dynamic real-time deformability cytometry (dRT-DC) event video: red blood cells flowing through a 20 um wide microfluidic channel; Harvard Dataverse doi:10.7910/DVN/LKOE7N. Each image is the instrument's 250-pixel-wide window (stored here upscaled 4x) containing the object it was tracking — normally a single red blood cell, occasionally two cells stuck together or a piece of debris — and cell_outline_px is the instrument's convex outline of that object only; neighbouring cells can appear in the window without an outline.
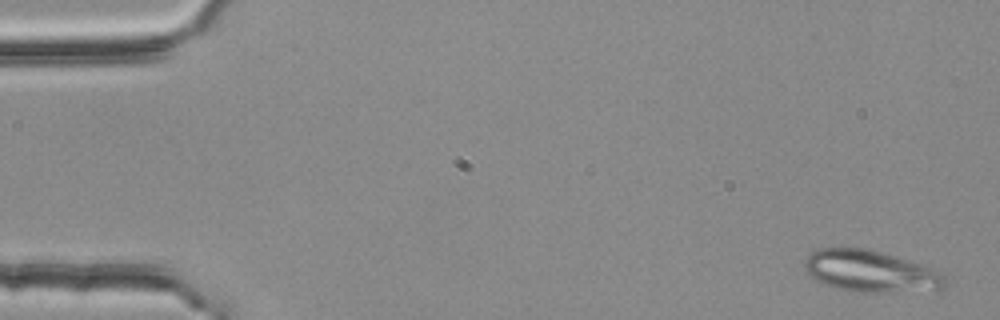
{"species": "common noctule bat (a hibernating species)", "species_latin": "Nyctalus noctula", "temperature_condition": "room temperature", "stored_images_in_passage": 3, "camera_frame_rate_fps": 3000, "um_per_image_px": 0.085, "animal": {"sex": "female", "body_mass_g": 25.1}, "frame": {"image": 1, "passage_image": 1, "time_ms": 0.0, "image_size_px": [1000, 320], "cell_outline_px": [[948, 284], [944, 288], [880, 292], [848, 292], [832, 288], [816, 280], [804, 268], [804, 260], [812, 252], [820, 248], [868, 248], [924, 264], [936, 268], [948, 280]], "centroid_in_image_um": [74.01, 23.05], "position_along_channel_um": 11.0, "area_um2": 34.33}}